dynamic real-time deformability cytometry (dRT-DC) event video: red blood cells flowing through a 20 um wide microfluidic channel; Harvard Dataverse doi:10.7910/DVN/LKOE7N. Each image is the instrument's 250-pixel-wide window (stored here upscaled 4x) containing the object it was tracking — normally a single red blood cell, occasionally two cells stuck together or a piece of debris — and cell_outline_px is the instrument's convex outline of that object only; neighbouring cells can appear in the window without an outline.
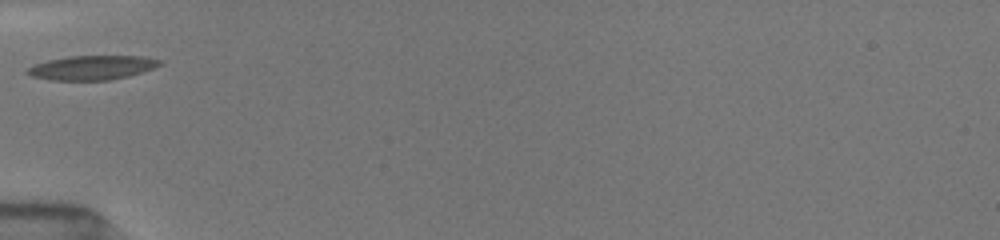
{"species": "common noctule bat (a hibernating species)", "species_latin": "Nyctalus noctula", "temperature_condition": "room temperature", "stored_images_in_passage": 1, "camera_frame_rate_fps": 3000, "um_per_image_px": 0.085, "animal": {"sex": "female", "body_mass_g": 19.5, "forearm_length_mm": 54.1}, "frame": {"image": 1, "passage_image": 1, "time_ms": 0.0, "image_size_px": [1000, 240], "cell_outline_px": [[164, 64], [144, 72], [128, 76], [108, 80], [52, 80], [32, 76], [24, 72], [32, 64], [48, 60], [68, 56], [144, 56], [164, 60]], "centroid_in_image_um": [7.87, 5.74], "position_along_channel_um": 77.1, "area_um2": 18.96}}